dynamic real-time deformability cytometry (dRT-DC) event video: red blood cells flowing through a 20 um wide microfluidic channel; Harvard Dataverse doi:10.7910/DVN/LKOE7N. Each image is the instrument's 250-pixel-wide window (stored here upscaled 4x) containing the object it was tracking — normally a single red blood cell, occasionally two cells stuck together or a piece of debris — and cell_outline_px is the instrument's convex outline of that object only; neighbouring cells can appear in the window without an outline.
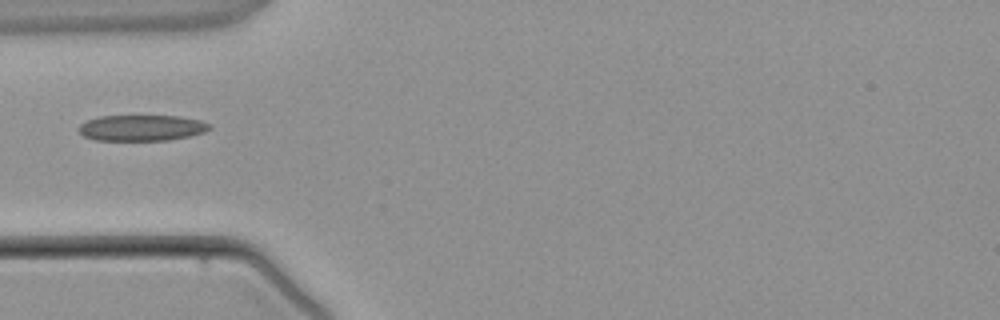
{"species": "common noctule bat (a hibernating species)", "species_latin": "Nyctalus noctula", "temperature_condition": "warm", "stored_images_in_passage": 3, "camera_frame_rate_fps": 3000, "um_per_image_px": 0.085, "animal": {"sex": "male", "body_mass_g": 21.5, "forearm_length_mm": 52.0}, "frame": {"image": 1, "passage_image": 2, "time_ms": 1.333, "image_size_px": [1000, 320], "cell_outline_px": [[212, 128], [204, 132], [188, 136], [168, 140], [96, 140], [84, 136], [76, 128], [80, 124], [96, 116], [180, 116], [200, 120], [212, 124]], "centroid_in_image_um": [12.04, 10.86], "position_along_channel_um": 73.0, "area_um2": 19.83}}
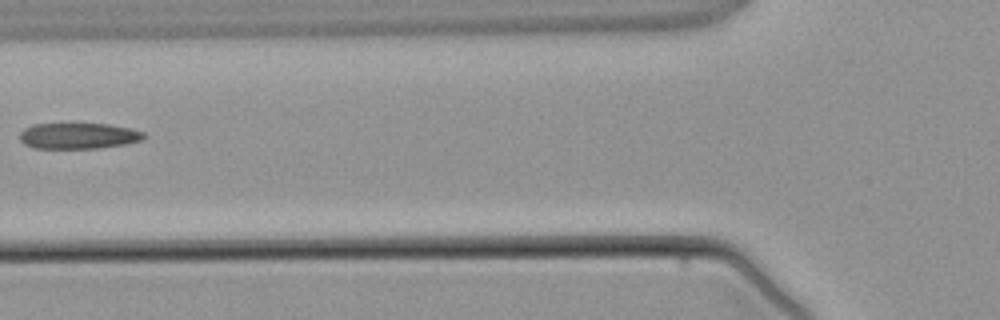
{"frame": {"image": 2, "passage_image": 3, "time_ms": 2.333, "image_size_px": [1000, 320], "cell_outline_px": [[148, 136], [144, 140], [124, 144], [100, 148], [36, 148], [24, 144], [20, 140], [20, 132], [24, 128], [32, 124], [76, 120], [108, 124], [132, 128], [144, 132]], "centroid_in_image_um": [6.68, 11.48], "position_along_channel_um": 119.1, "area_um2": 20.0}}